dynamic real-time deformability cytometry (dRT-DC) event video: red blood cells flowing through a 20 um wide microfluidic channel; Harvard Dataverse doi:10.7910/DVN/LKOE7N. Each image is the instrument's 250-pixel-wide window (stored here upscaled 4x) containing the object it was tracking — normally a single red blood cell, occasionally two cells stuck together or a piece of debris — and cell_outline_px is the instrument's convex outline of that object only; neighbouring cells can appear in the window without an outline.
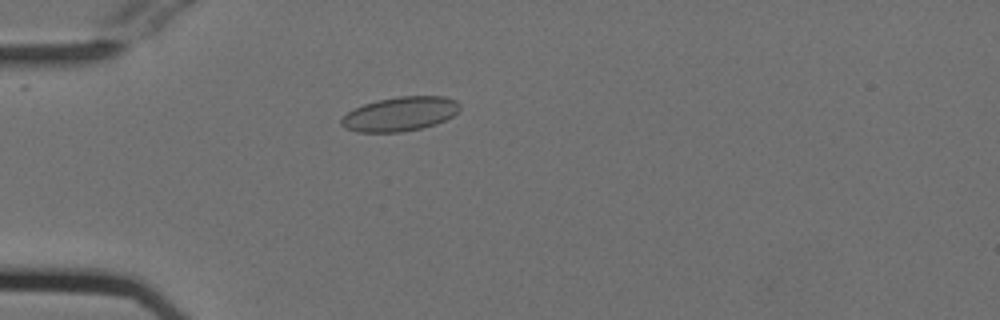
{"species": "Egyptian fruit bat (a non-hibernating species)", "species_latin": "Rousettus aegyptiacus", "temperature_condition": "cold", "stored_images_in_passage": 46, "camera_frame_rate_fps": 3000, "um_per_image_px": 0.085, "animal": {"sex": "female"}, "frame": {"image": 1, "passage_image": 13, "time_ms": 4.0, "image_size_px": [1000, 320], "cell_outline_px": [[460, 108], [452, 116], [436, 124], [420, 128], [400, 132], [356, 132], [344, 128], [340, 124], [340, 120], [348, 112], [364, 104], [376, 100], [400, 96], [444, 96], [456, 100], [460, 104]], "centroid_in_image_um": [33.99, 9.68], "position_along_channel_um": 51.0, "area_um2": 23.58}}
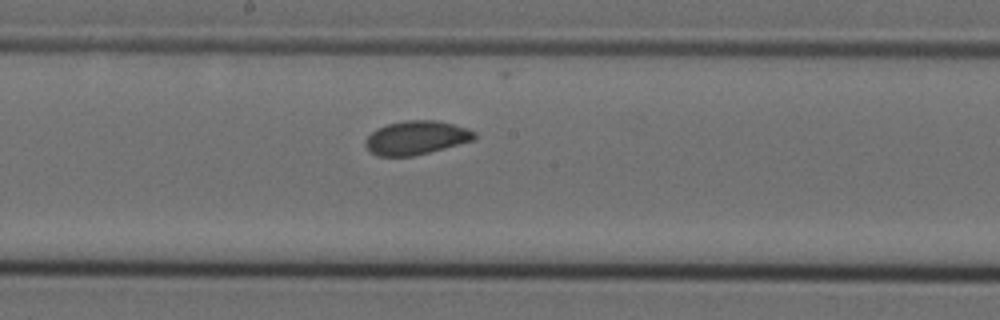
{"frame": {"image": 2, "passage_image": 27, "time_ms": 8.667, "image_size_px": [1000, 320], "cell_outline_px": [[476, 140], [412, 156], [376, 156], [364, 144], [364, 140], [376, 128], [388, 124], [404, 120], [436, 120], [468, 128], [476, 132]], "centroid_in_image_um": [35.39, 11.7], "position_along_channel_um": 212.8, "area_um2": 21.44}}
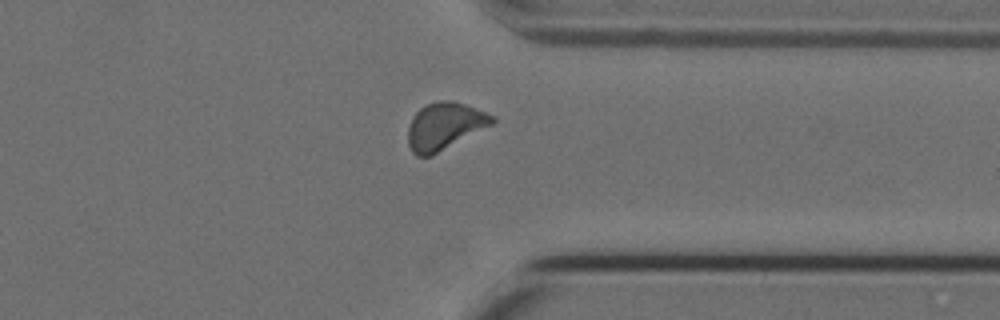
{"frame": {"image": 3, "passage_image": 40, "time_ms": 13.0, "image_size_px": [1000, 320], "cell_outline_px": [[496, 120], [492, 124], [432, 156], [416, 156], [412, 152], [408, 144], [408, 128], [412, 116], [420, 108], [436, 100], [452, 100], [464, 104], [484, 112], [492, 116]], "centroid_in_image_um": [37.74, 10.73], "position_along_channel_um": 373.7, "area_um2": 22.95}, "authors_computed_cell_mechanics": {"area_um2": 21.8773, "velocity_mm_per_s": 3.7608, "shape_relaxation_time_tau1_ms": 5.9402, "shape_relaxation_time_tau2_ms": 2.4292, "deformation_change_tau1": 0.0605, "deformation_change_tau2": 0.0609}}